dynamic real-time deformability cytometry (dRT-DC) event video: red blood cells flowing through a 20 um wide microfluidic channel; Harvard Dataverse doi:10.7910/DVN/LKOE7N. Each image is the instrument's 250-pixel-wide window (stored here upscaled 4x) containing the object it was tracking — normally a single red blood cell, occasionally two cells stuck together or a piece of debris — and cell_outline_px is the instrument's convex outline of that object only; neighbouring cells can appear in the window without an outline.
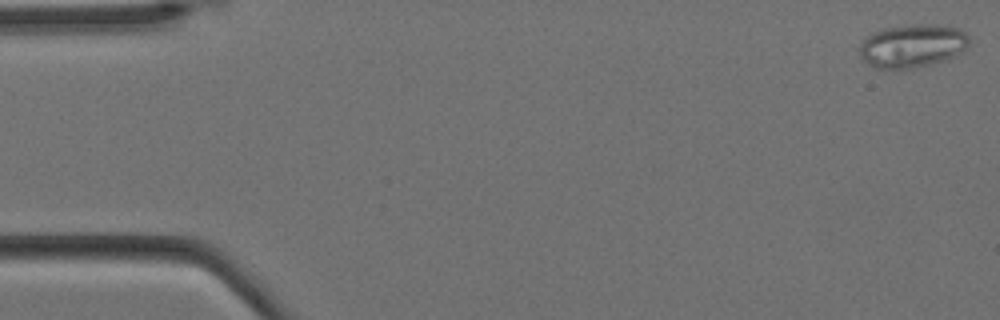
{"species": "Egyptian fruit bat (a non-hibernating species)", "species_latin": "Rousettus aegyptiacus", "temperature_condition": "cold", "stored_images_in_passage": 6, "camera_frame_rate_fps": 3000, "um_per_image_px": 0.085, "animal": {"sex": "female"}, "frame": {"image": 1, "passage_image": 1, "time_ms": 0.0, "image_size_px": [1000, 320], "cell_outline_px": [[968, 44], [956, 56], [932, 64], [912, 68], [872, 68], [860, 56], [860, 44], [872, 32], [880, 28], [916, 24], [948, 24], [960, 28], [968, 36]], "centroid_in_image_um": [77.56, 3.87], "position_along_channel_um": 7.4, "area_um2": 27.86}}
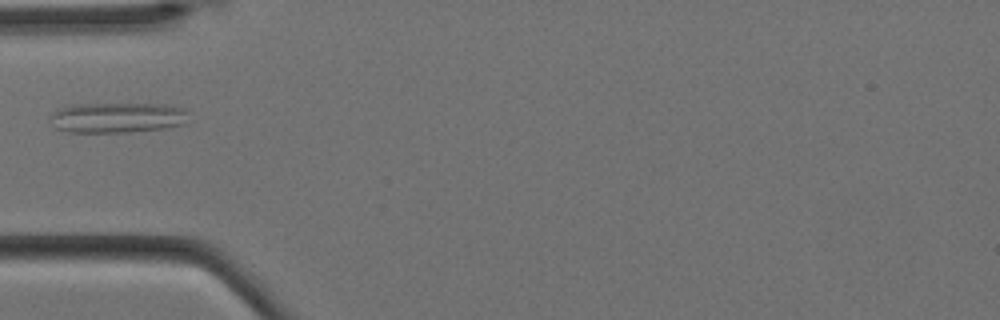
{"frame": {"image": 2, "passage_image": 6, "time_ms": 1.667, "image_size_px": [1000, 320], "cell_outline_px": [[188, 112], [184, 124], [168, 128], [128, 132], [68, 132], [56, 128], [48, 116], [56, 108], [76, 104], [164, 104], [184, 108]], "centroid_in_image_um": [9.95, 9.99], "position_along_channel_um": 75.0, "area_um2": 24.68}}